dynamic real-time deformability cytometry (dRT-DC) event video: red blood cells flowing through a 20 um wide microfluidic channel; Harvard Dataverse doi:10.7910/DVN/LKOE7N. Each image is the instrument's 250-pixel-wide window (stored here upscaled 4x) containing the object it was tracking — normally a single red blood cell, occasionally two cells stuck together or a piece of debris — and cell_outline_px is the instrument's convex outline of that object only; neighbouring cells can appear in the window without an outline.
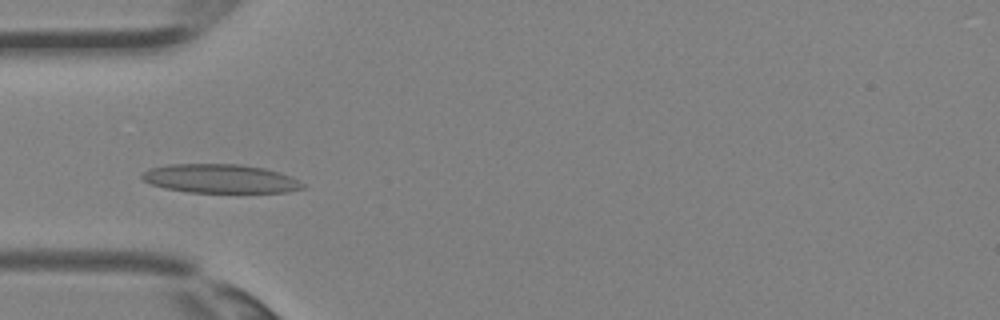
{"species": "Egyptian fruit bat (a non-hibernating species)", "species_latin": "Rousettus aegyptiacus", "temperature_condition": "room temperature", "stored_images_in_passage": 35, "camera_frame_rate_fps": 3000, "um_per_image_px": 0.085, "animal": {"sex": "female"}, "frame": {"image": 1, "passage_image": 10, "time_ms": 3.0, "image_size_px": [1000, 320], "cell_outline_px": [[304, 188], [288, 192], [188, 192], [164, 188], [152, 184], [144, 180], [140, 176], [148, 168], [172, 164], [240, 164], [264, 168], [280, 172], [304, 184]], "centroid_in_image_um": [18.7, 15.18], "position_along_channel_um": 66.3, "area_um2": 26.82}}
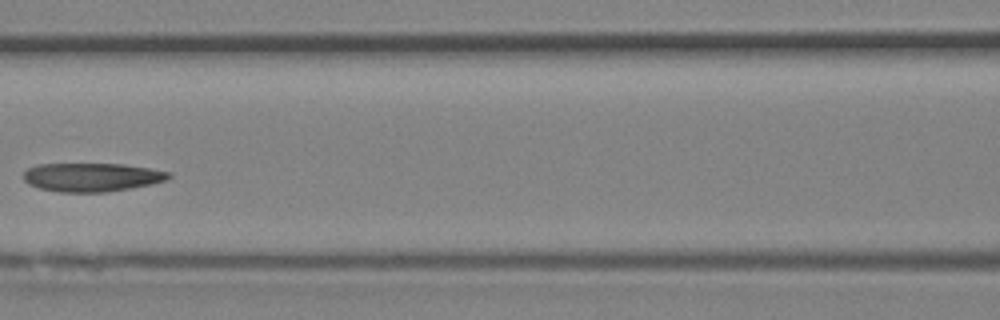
{"frame": {"image": 2, "passage_image": 15, "time_ms": 4.667, "image_size_px": [1000, 320], "cell_outline_px": [[172, 176], [168, 180], [152, 184], [104, 192], [60, 192], [40, 188], [28, 184], [24, 180], [24, 172], [28, 168], [40, 164], [124, 164], [172, 172]], "centroid_in_image_um": [7.83, 15.06], "position_along_channel_um": 158.8, "area_um2": 24.16}}
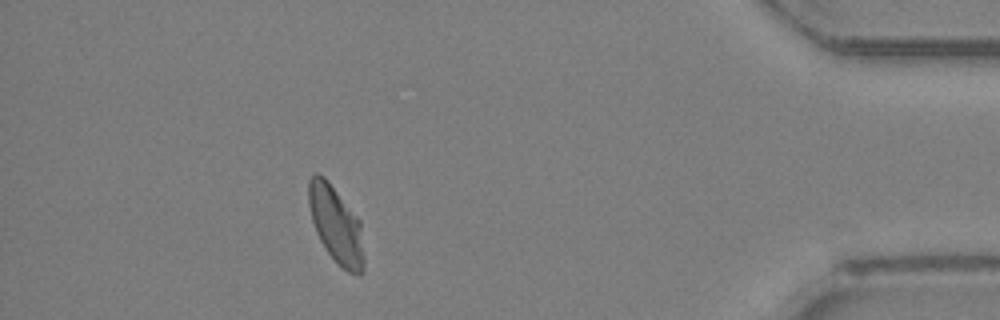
{"frame": {"image": 3, "passage_image": 31, "time_ms": 10.0, "image_size_px": [1000, 320], "cell_outline_px": [[364, 272], [360, 276], [348, 272], [328, 252], [320, 240], [316, 232], [312, 220], [308, 204], [308, 180], [316, 172], [324, 176], [328, 180], [360, 220], [364, 256]], "centroid_in_image_um": [28.57, 19.09], "position_along_channel_um": 406.6, "area_um2": 24.74}}